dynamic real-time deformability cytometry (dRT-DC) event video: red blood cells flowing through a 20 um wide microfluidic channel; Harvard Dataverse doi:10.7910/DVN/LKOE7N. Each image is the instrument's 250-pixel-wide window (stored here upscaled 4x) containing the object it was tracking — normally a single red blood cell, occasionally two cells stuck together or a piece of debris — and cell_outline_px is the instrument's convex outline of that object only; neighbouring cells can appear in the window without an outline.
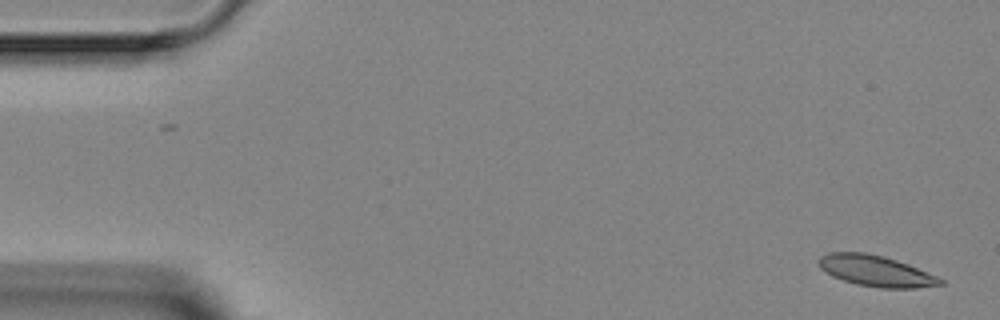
{"species": "Egyptian fruit bat (a non-hibernating species)", "species_latin": "Rousettus aegyptiacus", "temperature_condition": "room temperature", "stored_images_in_passage": 7, "camera_frame_rate_fps": 3000, "um_per_image_px": 0.085, "animal": {"sex": "female"}, "frame": {"image": 1, "passage_image": 1, "time_ms": 0.0, "image_size_px": [1000, 320], "cell_outline_px": [[944, 284], [916, 288], [880, 288], [856, 284], [832, 276], [820, 268], [816, 260], [820, 256], [828, 252], [864, 252], [884, 256], [908, 264], [936, 276], [944, 280]], "centroid_in_image_um": [74.41, 23.02], "position_along_channel_um": 10.6, "area_um2": 21.96}}
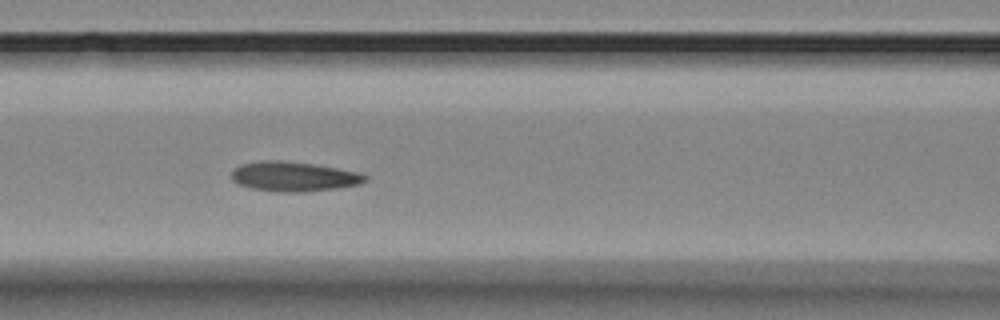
{"frame": {"image": 2, "passage_image": 6, "time_ms": 6.333, "image_size_px": [1000, 320], "cell_outline_px": [[368, 180], [360, 184], [336, 188], [304, 192], [280, 192], [252, 188], [236, 184], [232, 180], [232, 172], [240, 164], [260, 160], [280, 160], [312, 164], [360, 172], [368, 176]], "centroid_in_image_um": [24.97, 15.0], "position_along_channel_um": 141.6, "area_um2": 23.18}}
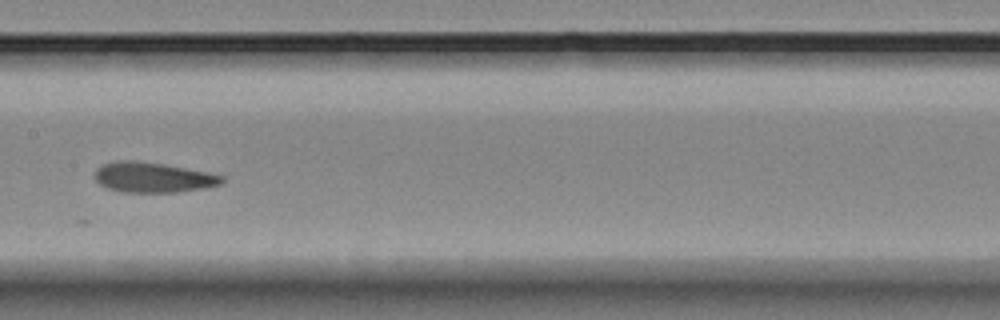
{"frame": {"image": 3, "passage_image": 7, "time_ms": 7.667, "image_size_px": [1000, 320], "cell_outline_px": [[224, 180], [220, 184], [204, 188], [176, 192], [124, 192], [108, 188], [100, 184], [96, 180], [96, 168], [104, 164], [116, 160], [136, 160], [164, 164], [208, 172], [224, 176]], "centroid_in_image_um": [13.01, 15.07], "position_along_channel_um": 194.4, "area_um2": 22.25}}